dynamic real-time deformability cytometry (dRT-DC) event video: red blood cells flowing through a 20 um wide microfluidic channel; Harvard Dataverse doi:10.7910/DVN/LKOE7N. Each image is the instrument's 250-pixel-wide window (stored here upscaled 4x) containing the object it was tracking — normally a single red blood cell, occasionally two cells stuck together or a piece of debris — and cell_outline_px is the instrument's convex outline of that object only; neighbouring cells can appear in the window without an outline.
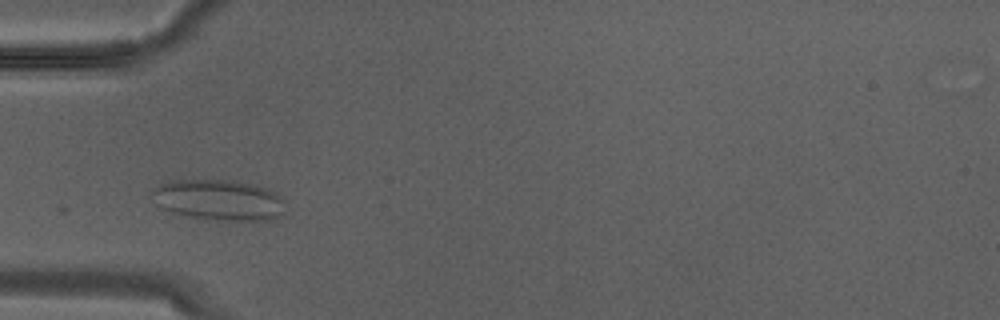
{"species": "Egyptian fruit bat (a non-hibernating species)", "species_latin": "Rousettus aegyptiacus", "temperature_condition": "warm", "stored_images_in_passage": 16, "camera_frame_rate_fps": 3000, "um_per_image_px": 0.085, "animal": {"sex": "male"}, "frame": {"image": 1, "passage_image": 5, "time_ms": 1.333, "image_size_px": [1000, 320], "cell_outline_px": [[284, 212], [280, 216], [268, 220], [220, 220], [188, 216], [172, 212], [160, 208], [148, 196], [148, 192], [152, 188], [168, 180], [236, 180], [268, 188], [284, 196]], "centroid_in_image_um": [18.56, 16.98], "position_along_channel_um": 66.4, "area_um2": 32.31}}
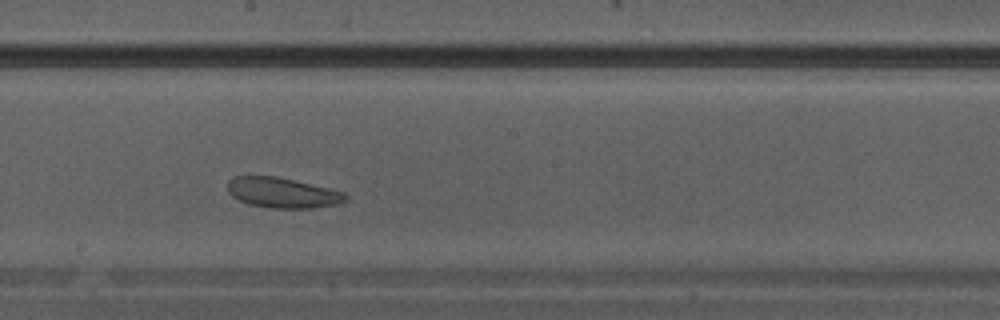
{"frame": {"image": 2, "passage_image": 12, "time_ms": 3.667, "image_size_px": [1000, 320], "cell_outline_px": [[348, 204], [312, 208], [272, 208], [248, 204], [232, 196], [228, 192], [228, 180], [236, 176], [276, 176], [344, 192], [348, 196]], "centroid_in_image_um": [24.08, 16.4], "position_along_channel_um": 224.1, "area_um2": 20.98}}
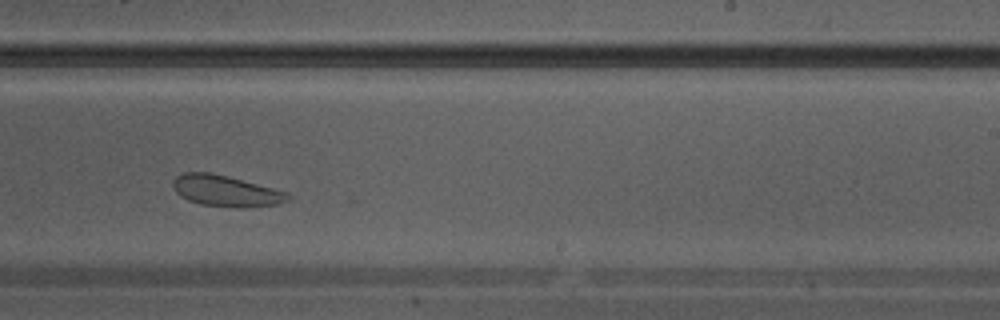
{"frame": {"image": 3, "passage_image": 14, "time_ms": 4.333, "image_size_px": [1000, 320], "cell_outline_px": [[292, 196], [288, 200], [276, 204], [244, 208], [236, 208], [200, 204], [188, 200], [180, 196], [172, 188], [172, 180], [176, 176], [184, 172], [212, 172], [288, 192]], "centroid_in_image_um": [19.16, 16.23], "position_along_channel_um": 269.8, "area_um2": 20.98}}